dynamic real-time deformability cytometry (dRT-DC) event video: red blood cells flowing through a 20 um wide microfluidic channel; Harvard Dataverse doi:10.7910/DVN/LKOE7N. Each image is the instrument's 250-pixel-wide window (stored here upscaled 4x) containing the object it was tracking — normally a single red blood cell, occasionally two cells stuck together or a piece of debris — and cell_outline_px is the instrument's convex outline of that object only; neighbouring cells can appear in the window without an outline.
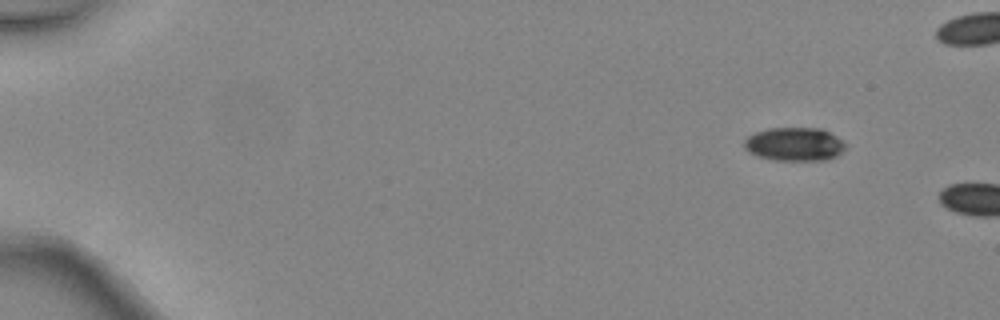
{"species": "common noctule bat (a hibernating species)", "species_latin": "Nyctalus noctula", "temperature_condition": "warm", "stored_images_in_passage": 2, "camera_frame_rate_fps": 3000, "um_per_image_px": 0.085, "animal": {"sex": "female", "body_mass_g": 24.6, "forearm_length_mm": 56.2}, "frame": {"image": 1, "passage_image": 2, "time_ms": 0.333, "image_size_px": [1000, 320], "cell_outline_px": [[848, 144], [836, 156], [828, 160], [772, 160], [756, 156], [748, 152], [744, 148], [744, 140], [748, 136], [756, 132], [768, 128], [820, 128], [844, 140]], "centroid_in_image_um": [67.52, 12.26], "position_along_channel_um": 17.5, "area_um2": 19.94}}